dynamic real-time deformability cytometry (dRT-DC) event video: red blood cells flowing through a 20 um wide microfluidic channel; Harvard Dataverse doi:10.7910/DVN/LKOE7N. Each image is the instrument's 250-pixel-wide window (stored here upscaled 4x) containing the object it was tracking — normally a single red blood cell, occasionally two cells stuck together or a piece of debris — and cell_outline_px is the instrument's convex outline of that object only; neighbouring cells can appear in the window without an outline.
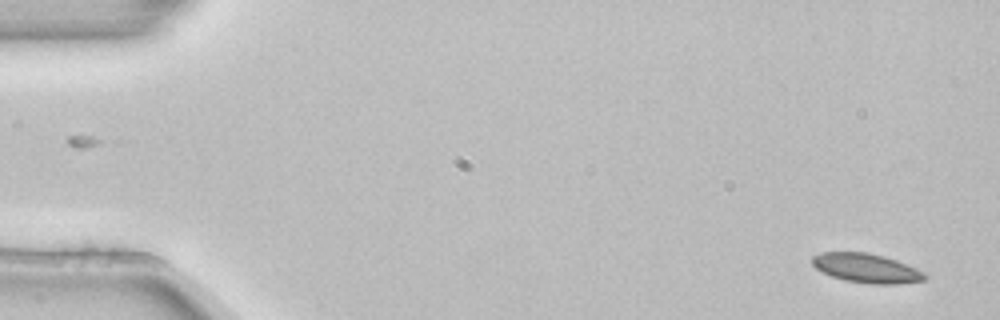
{"species": "common noctule bat (a hibernating species)", "species_latin": "Nyctalus noctula", "temperature_condition": "room temperature", "stored_images_in_passage": 2, "camera_frame_rate_fps": 3000, "um_per_image_px": 0.085, "animal": {"sex": "female", "body_mass_g": 22.7, "forearm_length_mm": 54.2}, "frame": {"image": 1, "passage_image": 2, "time_ms": 0.333, "image_size_px": [1000, 320], "cell_outline_px": [[928, 276], [924, 280], [896, 284], [872, 284], [844, 280], [832, 276], [816, 268], [812, 264], [812, 256], [820, 252], [868, 252], [884, 256], [896, 260], [916, 268], [924, 272]], "centroid_in_image_um": [73.65, 22.79], "position_along_channel_um": 11.4, "area_um2": 19.13}}